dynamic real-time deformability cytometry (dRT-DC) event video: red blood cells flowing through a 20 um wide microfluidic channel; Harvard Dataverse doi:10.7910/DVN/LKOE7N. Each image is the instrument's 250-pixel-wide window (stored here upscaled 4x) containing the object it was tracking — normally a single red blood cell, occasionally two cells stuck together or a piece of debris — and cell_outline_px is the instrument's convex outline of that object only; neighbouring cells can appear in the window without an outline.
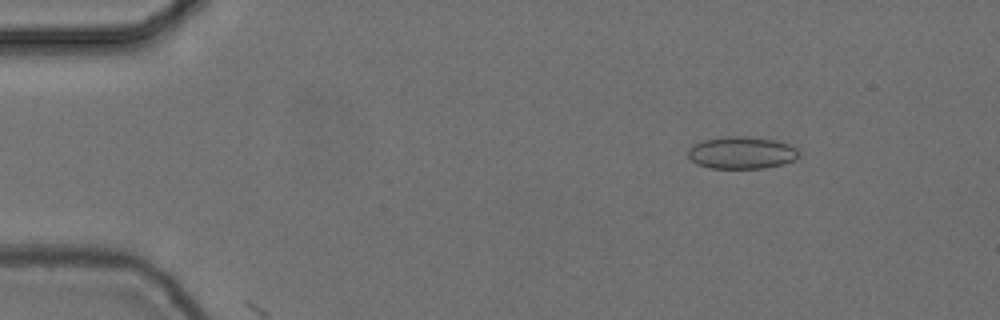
{"species": "common noctule bat (a hibernating species)", "species_latin": "Nyctalus noctula", "temperature_condition": "cold", "stored_images_in_passage": 6, "camera_frame_rate_fps": 3000, "um_per_image_px": 0.085, "animal": {"sex": "female", "body_mass_g": 24.6, "forearm_length_mm": 56.2}, "frame": {"image": 1, "passage_image": 5, "time_ms": 1.333, "image_size_px": [1000, 320], "cell_outline_px": [[800, 152], [796, 160], [784, 164], [764, 168], [708, 168], [696, 164], [688, 156], [688, 148], [692, 144], [704, 140], [728, 136], [748, 136], [776, 140], [788, 144], [796, 148]], "centroid_in_image_um": [63.04, 12.98], "position_along_channel_um": 22.0, "area_um2": 21.04}}